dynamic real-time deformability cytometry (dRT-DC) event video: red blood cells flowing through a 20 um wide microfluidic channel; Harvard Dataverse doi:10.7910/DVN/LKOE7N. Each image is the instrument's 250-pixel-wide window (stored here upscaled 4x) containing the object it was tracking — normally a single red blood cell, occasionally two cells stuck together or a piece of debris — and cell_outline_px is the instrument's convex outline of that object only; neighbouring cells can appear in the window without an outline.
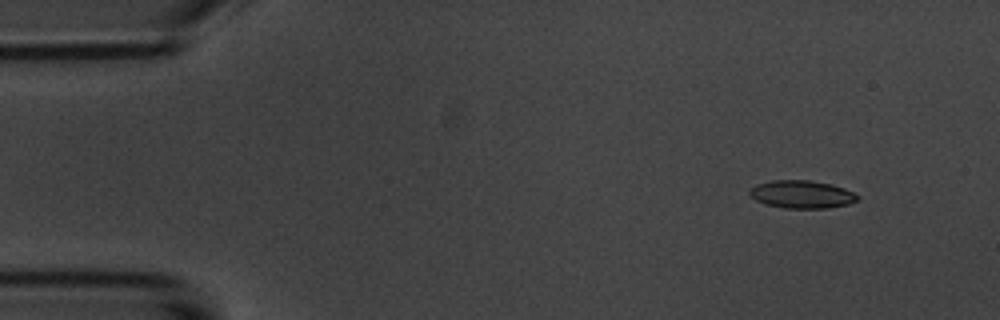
{"species": "common noctule bat (a hibernating species)", "species_latin": "Nyctalus noctula", "temperature_condition": "room temperature", "stored_images_in_passage": 4, "camera_frame_rate_fps": 3000, "um_per_image_px": 0.085, "animal": {"sex": "male", "body_mass_g": 20.1, "forearm_length_mm": 53.5}, "frame": {"image": 1, "passage_image": 4, "time_ms": 4.333, "image_size_px": [1000, 320], "cell_outline_px": [[860, 200], [848, 204], [828, 208], [784, 208], [764, 204], [756, 200], [748, 192], [756, 184], [772, 180], [808, 180], [832, 184], [844, 188], [860, 196]], "centroid_in_image_um": [68.17, 16.52], "position_along_channel_um": 16.8, "area_um2": 17.57}}